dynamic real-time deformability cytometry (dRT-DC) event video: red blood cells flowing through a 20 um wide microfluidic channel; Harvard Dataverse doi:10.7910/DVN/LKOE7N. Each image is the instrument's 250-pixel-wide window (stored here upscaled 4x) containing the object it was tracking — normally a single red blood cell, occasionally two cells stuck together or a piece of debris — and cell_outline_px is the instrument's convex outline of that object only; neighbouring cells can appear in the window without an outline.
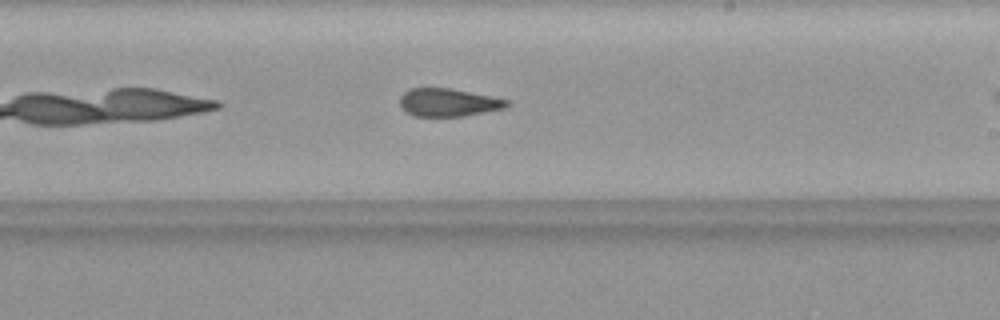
{"species": "common noctule bat (a hibernating species)", "species_latin": "Nyctalus noctula", "temperature_condition": "warm", "stored_images_in_passage": 25, "camera_frame_rate_fps": 3000, "um_per_image_px": 0.085, "animal": {"sex": "female", "body_mass_g": 19.9}, "frame": {"image": 1, "passage_image": 15, "time_ms": 4.667, "image_size_px": [1000, 320], "cell_outline_px": [[512, 104], [508, 108], [464, 116], [412, 116], [404, 112], [400, 104], [400, 96], [404, 92], [412, 88], [452, 88], [512, 100]], "centroid_in_image_um": [38.17, 8.71], "position_along_channel_um": 250.8, "area_um2": 17.86}}